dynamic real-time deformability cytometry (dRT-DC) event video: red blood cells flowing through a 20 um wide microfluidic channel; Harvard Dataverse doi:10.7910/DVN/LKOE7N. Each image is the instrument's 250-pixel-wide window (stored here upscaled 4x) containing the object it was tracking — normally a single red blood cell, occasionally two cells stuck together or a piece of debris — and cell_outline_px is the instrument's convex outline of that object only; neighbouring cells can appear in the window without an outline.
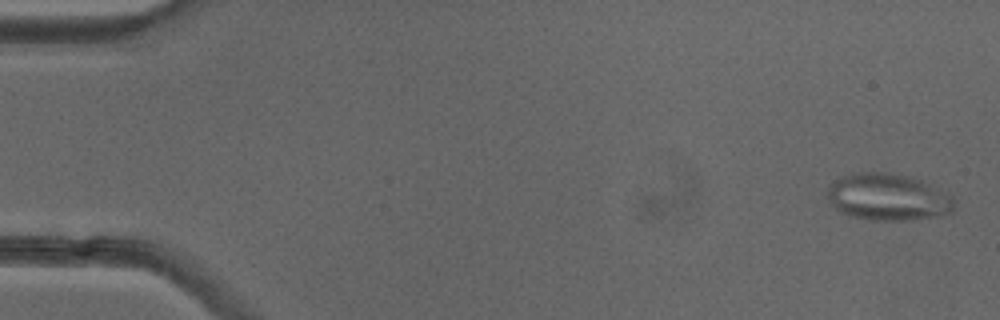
{"species": "common noctule bat (a hibernating species)", "species_latin": "Nyctalus noctula", "temperature_condition": "cold", "stored_images_in_passage": 51, "camera_frame_rate_fps": 3000, "um_per_image_px": 0.085, "animal": {"sex": "female"}, "frame": {"image": 1, "passage_image": 2, "time_ms": 0.333, "image_size_px": [1000, 320], "cell_outline_px": [[952, 212], [936, 216], [912, 220], [868, 220], [848, 216], [840, 212], [828, 200], [828, 184], [844, 176], [856, 172], [888, 172], [908, 176], [920, 180], [952, 196]], "centroid_in_image_um": [75.42, 16.76], "position_along_channel_um": 9.6, "area_um2": 34.51}}
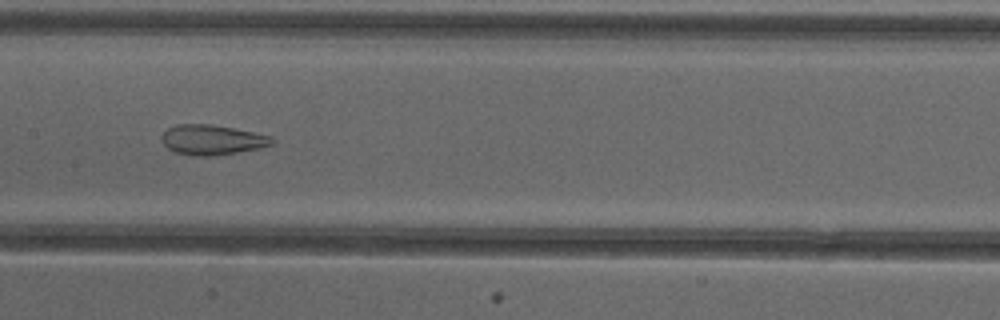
{"frame": {"image": 2, "passage_image": 26, "time_ms": 8.333, "image_size_px": [1000, 320], "cell_outline_px": [[276, 140], [272, 144], [260, 148], [236, 152], [208, 156], [196, 156], [176, 152], [168, 148], [160, 140], [160, 136], [168, 128], [176, 124], [212, 124], [272, 136]], "centroid_in_image_um": [18.01, 11.87], "position_along_channel_um": 189.4, "area_um2": 19.19}}
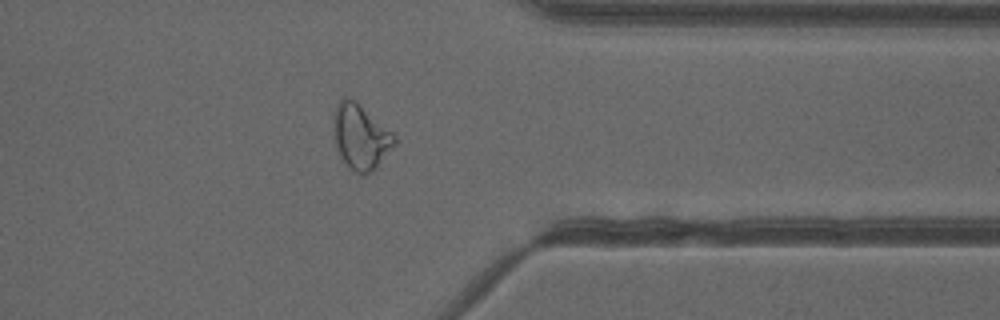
{"frame": {"image": 3, "passage_image": 41, "time_ms": 13.333, "image_size_px": [1000, 320], "cell_outline_px": [[396, 144], [376, 168], [372, 172], [364, 176], [360, 176], [348, 168], [340, 156], [336, 148], [332, 128], [332, 120], [336, 104], [344, 96], [348, 96], [356, 100], [392, 132], [396, 136]], "centroid_in_image_um": [30.62, 11.63], "position_along_channel_um": 380.8, "area_um2": 23.76}, "authors_computed_cell_mechanics": {"area_um2": 24.9118, "velocity_mm_per_s": 4.0056, "shape_relaxation_time_tau1_ms": null, "shape_relaxation_time_tau2_ms": 1.8132, "deformation_change_tau1": null, "deformation_change_tau2": 0.098}}